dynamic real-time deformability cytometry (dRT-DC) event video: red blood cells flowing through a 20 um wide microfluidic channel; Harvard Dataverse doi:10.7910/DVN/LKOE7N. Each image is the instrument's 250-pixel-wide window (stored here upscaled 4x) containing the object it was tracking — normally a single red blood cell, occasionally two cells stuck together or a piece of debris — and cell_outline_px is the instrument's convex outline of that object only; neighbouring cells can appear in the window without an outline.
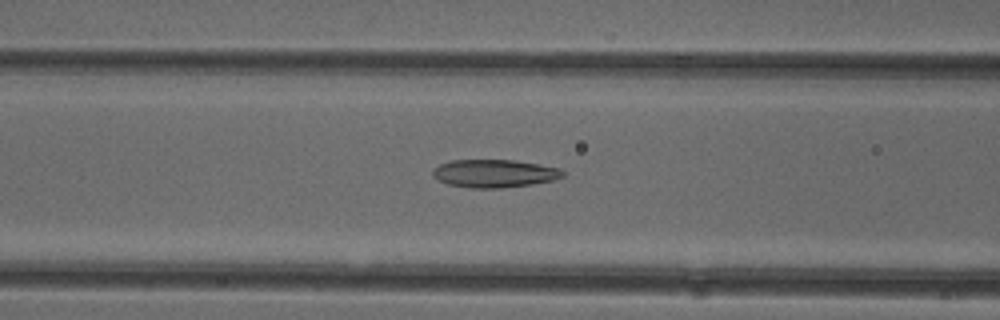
{"species": "common noctule bat (a hibernating species)", "species_latin": "Nyctalus noctula", "temperature_condition": "cold", "stored_images_in_passage": 7, "camera_frame_rate_fps": 3000, "um_per_image_px": 0.085, "animal": {"sex": "female"}, "frame": {"image": 1, "passage_image": 6, "time_ms": 1.667, "image_size_px": [1000, 320], "cell_outline_px": [[564, 176], [552, 180], [532, 184], [500, 188], [472, 188], [448, 184], [436, 180], [432, 176], [432, 168], [440, 164], [452, 160], [516, 160], [540, 164], [560, 168], [564, 172]], "centroid_in_image_um": [41.99, 14.74], "position_along_channel_um": 124.6, "area_um2": 21.33}}